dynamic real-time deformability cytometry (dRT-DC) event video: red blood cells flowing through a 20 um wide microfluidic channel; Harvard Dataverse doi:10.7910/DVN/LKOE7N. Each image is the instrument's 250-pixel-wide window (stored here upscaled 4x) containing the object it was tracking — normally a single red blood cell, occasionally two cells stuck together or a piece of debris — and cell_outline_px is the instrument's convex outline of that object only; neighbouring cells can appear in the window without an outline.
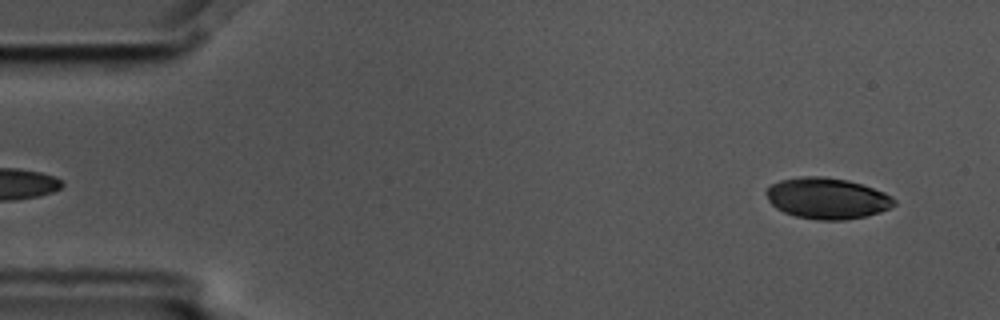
{"species": "common noctule bat (a hibernating species)", "species_latin": "Nyctalus noctula", "temperature_condition": "cold", "stored_images_in_passage": 5, "segment_of_instrument_passage": [2, 2], "camera_frame_rate_fps": 3000, "um_per_image_px": 0.085, "animal": {"sex": "male", "body_mass_g": 17.5, "forearm_length_mm": 52.3}, "frame": {"image": 1, "passage_image": 5, "time_ms": 1.333, "image_size_px": [1000, 320], "cell_outline_px": [[896, 204], [880, 212], [864, 216], [844, 220], [820, 220], [796, 216], [784, 212], [776, 208], [768, 200], [764, 192], [772, 184], [780, 180], [804, 176], [824, 176], [848, 180], [884, 192], [892, 196], [896, 200]], "centroid_in_image_um": [70.29, 16.85], "position_along_channel_um": 14.7, "area_um2": 30.52}}